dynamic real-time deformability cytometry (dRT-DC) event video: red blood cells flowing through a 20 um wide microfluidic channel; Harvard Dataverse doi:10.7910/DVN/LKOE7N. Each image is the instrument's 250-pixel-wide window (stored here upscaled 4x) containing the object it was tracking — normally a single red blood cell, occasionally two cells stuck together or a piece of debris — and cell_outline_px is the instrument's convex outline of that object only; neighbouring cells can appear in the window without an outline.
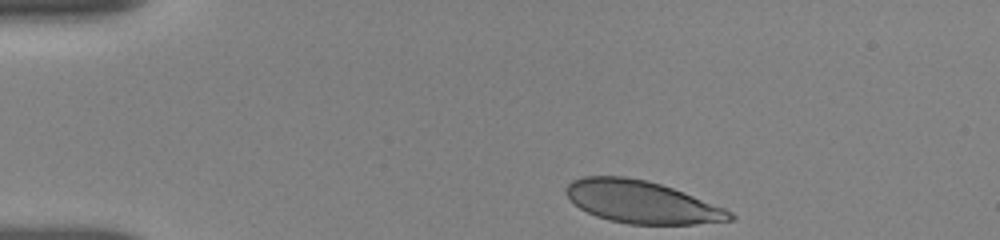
{"species": "human", "species_latin": "Homo sapiens", "temperature_condition": "room temperature", "stored_images_in_passage": 15, "camera_frame_rate_fps": 3000, "um_per_image_px": 0.085, "donor": {"sex": "female"}, "frame": {"image": 1, "passage_image": 1, "time_ms": 0.0, "image_size_px": [1000, 240], "cell_outline_px": [[736, 216], [732, 220], [696, 224], [628, 224], [608, 220], [596, 216], [580, 208], [564, 192], [564, 188], [572, 180], [584, 176], [624, 176], [648, 180], [672, 188], [724, 208], [732, 212]], "centroid_in_image_um": [54.52, 17.17], "position_along_channel_um": 30.5, "area_um2": 40.29}}
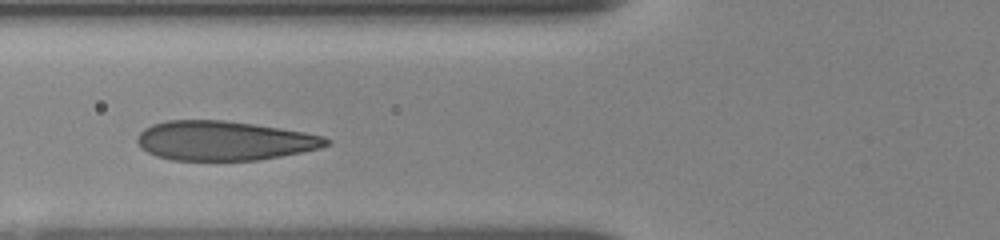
{"frame": {"image": 2, "passage_image": 9, "time_ms": 3.667, "image_size_px": [1000, 240], "cell_outline_px": [[332, 144], [320, 148], [260, 160], [172, 160], [156, 156], [140, 148], [136, 140], [136, 136], [144, 128], [152, 124], [168, 120], [224, 120], [280, 128], [304, 132], [324, 136], [332, 140]], "centroid_in_image_um": [19.04, 11.96], "position_along_channel_um": 106.8, "area_um2": 43.52}}
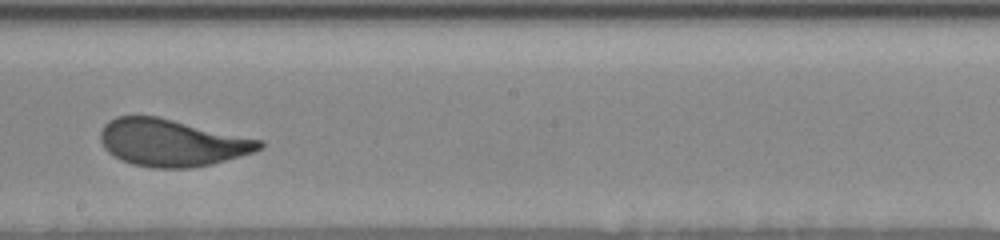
{"frame": {"image": 3, "passage_image": 13, "time_ms": 7.0, "image_size_px": [1000, 240], "cell_outline_px": [[264, 148], [252, 152], [212, 164], [188, 168], [152, 168], [132, 164], [120, 160], [112, 156], [104, 148], [100, 140], [100, 132], [104, 124], [108, 120], [116, 116], [156, 116], [264, 140]], "centroid_in_image_um": [14.58, 12.13], "position_along_channel_um": 233.6, "area_um2": 43.81}}